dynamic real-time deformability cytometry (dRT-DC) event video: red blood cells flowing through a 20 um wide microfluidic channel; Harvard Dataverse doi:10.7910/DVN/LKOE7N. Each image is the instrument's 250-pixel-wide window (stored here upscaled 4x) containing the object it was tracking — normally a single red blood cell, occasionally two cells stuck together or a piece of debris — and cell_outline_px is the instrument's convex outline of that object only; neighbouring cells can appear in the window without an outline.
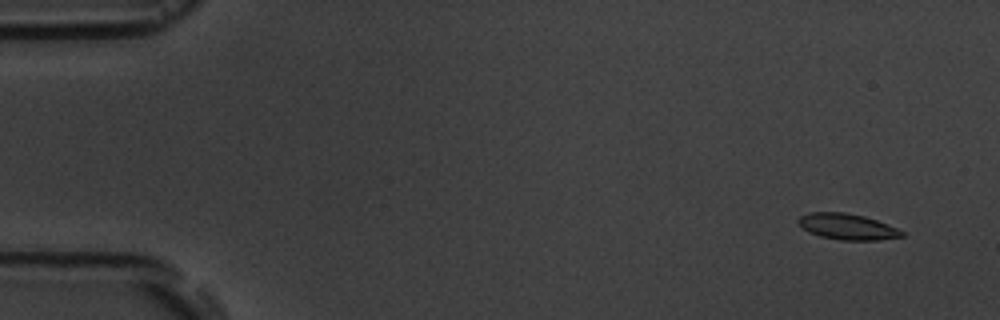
{"species": "common noctule bat (a hibernating species)", "species_latin": "Nyctalus noctula", "temperature_condition": "room temperature", "stored_images_in_passage": 5, "camera_frame_rate_fps": 3000, "um_per_image_px": 0.085, "animal": {"sex": "male", "body_mass_g": 19.5, "forearm_length_mm": 54.6}, "frame": {"image": 1, "passage_image": 1, "time_ms": 0.0, "image_size_px": [1000, 320], "cell_outline_px": [[904, 236], [876, 240], [840, 240], [820, 236], [808, 232], [796, 220], [800, 216], [808, 212], [844, 212], [864, 216], [888, 224], [904, 232]], "centroid_in_image_um": [72.0, 19.26], "position_along_channel_um": 13.0, "area_um2": 15.61}}
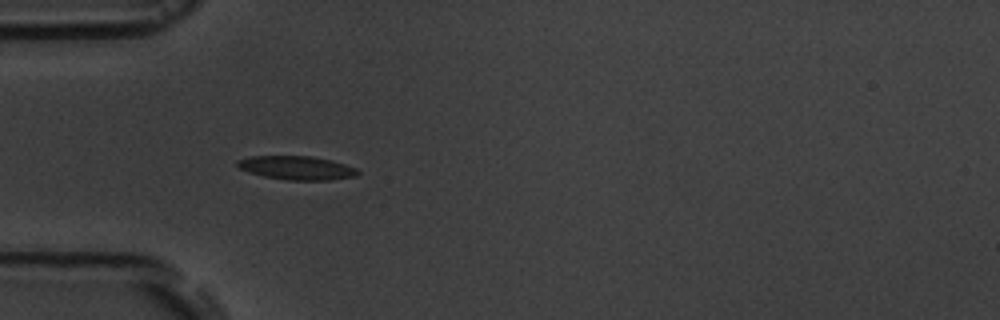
{"frame": {"image": 2, "passage_image": 4, "time_ms": 4.667, "image_size_px": [1000, 320], "cell_outline_px": [[360, 172], [356, 176], [328, 180], [284, 180], [264, 176], [248, 172], [240, 168], [236, 164], [236, 160], [248, 156], [312, 156], [332, 160], [356, 168]], "centroid_in_image_um": [25.2, 14.26], "position_along_channel_um": 59.8, "area_um2": 16.7}}
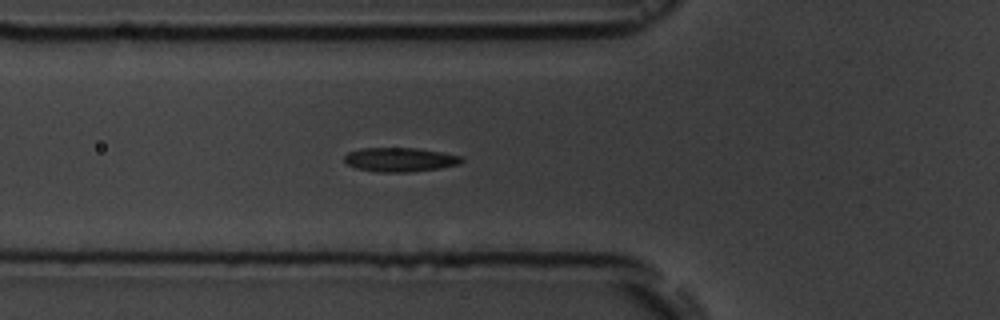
{"frame": {"image": 3, "passage_image": 5, "time_ms": 5.667, "image_size_px": [1000, 320], "cell_outline_px": [[464, 160], [460, 164], [440, 168], [408, 172], [376, 172], [356, 168], [348, 164], [344, 160], [344, 156], [348, 152], [360, 148], [416, 148], [444, 152], [460, 156]], "centroid_in_image_um": [34.0, 13.56], "position_along_channel_um": 91.8, "area_um2": 16.53}}